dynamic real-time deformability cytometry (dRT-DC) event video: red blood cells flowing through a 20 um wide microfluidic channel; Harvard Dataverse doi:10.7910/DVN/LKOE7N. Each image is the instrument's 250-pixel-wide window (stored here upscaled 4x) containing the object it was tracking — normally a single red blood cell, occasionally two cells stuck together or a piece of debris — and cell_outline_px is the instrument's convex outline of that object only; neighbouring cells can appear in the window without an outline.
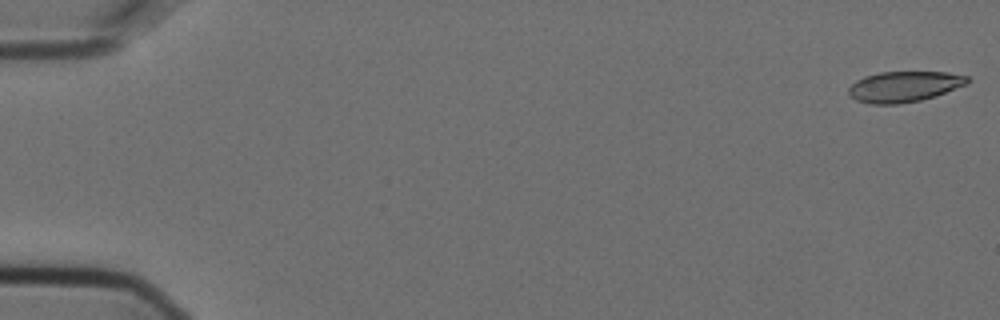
{"species": "Egyptian fruit bat (a non-hibernating species)", "species_latin": "Rousettus aegyptiacus", "temperature_condition": "cold", "stored_images_in_passage": 56, "camera_frame_rate_fps": 3000, "um_per_image_px": 0.085, "animal": {"sex": "female"}, "frame": {"image": 1, "passage_image": 1, "time_ms": 0.0, "image_size_px": [1000, 320], "cell_outline_px": [[968, 84], [936, 96], [920, 100], [900, 104], [868, 104], [856, 100], [848, 96], [848, 88], [856, 80], [864, 76], [880, 72], [948, 72], [968, 76]], "centroid_in_image_um": [76.83, 7.36], "position_along_channel_um": 8.2, "area_um2": 21.44}}
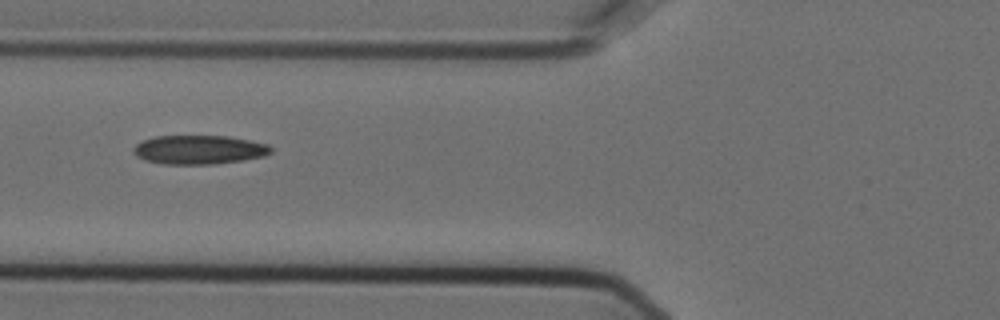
{"frame": {"image": 2, "passage_image": 22, "time_ms": 7.0, "image_size_px": [1000, 320], "cell_outline_px": [[272, 152], [264, 156], [244, 160], [212, 164], [164, 164], [144, 160], [136, 156], [132, 152], [132, 148], [136, 144], [144, 140], [156, 136], [228, 136], [252, 140], [268, 144], [272, 148]], "centroid_in_image_um": [16.93, 12.72], "position_along_channel_um": 108.9, "area_um2": 23.35}}
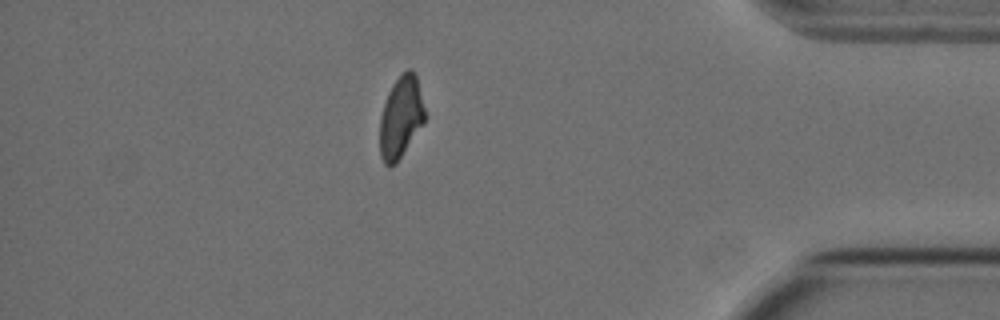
{"frame": {"image": 3, "passage_image": 49, "time_ms": 16.0, "image_size_px": [1000, 320], "cell_outline_px": [[424, 124], [396, 164], [388, 168], [384, 164], [380, 156], [380, 116], [388, 92], [392, 84], [408, 68], [412, 68], [416, 76], [424, 108]], "centroid_in_image_um": [34.05, 10.01], "position_along_channel_um": 401.1, "area_um2": 21.44}, "authors_computed_cell_mechanics": {"area_um2": 22.6287, "velocity_mm_per_s": 3.6254, "shape_relaxation_time_tau1_ms": null, "shape_relaxation_time_tau2_ms": 3.0412, "deformation_change_tau1": null, "deformation_change_tau2": 0.0942}}